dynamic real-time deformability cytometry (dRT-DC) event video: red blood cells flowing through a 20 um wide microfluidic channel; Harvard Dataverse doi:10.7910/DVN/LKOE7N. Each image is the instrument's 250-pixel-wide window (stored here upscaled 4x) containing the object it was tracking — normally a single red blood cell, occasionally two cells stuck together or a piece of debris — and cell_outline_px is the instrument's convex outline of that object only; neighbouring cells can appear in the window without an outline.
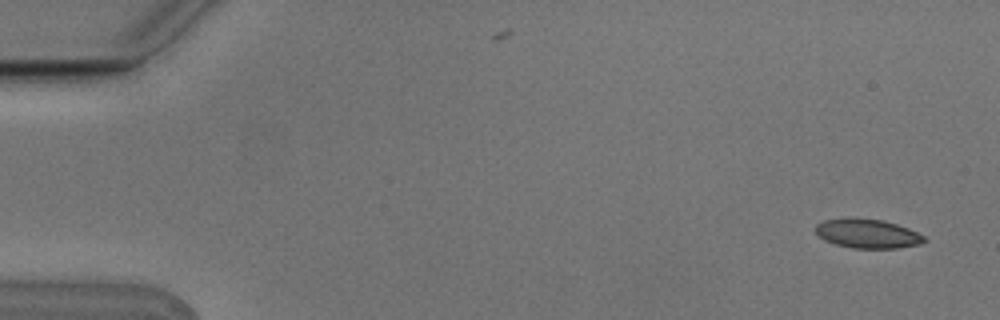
{"species": "Egyptian fruit bat (a non-hibernating species)", "species_latin": "Rousettus aegyptiacus", "temperature_condition": "cold", "stored_images_in_passage": 4, "camera_frame_rate_fps": 3000, "um_per_image_px": 0.085, "animal": {"sex": "male"}, "frame": {"image": 1, "passage_image": 1, "time_ms": 0.0, "image_size_px": [1000, 320], "cell_outline_px": [[928, 240], [920, 244], [896, 248], [852, 248], [836, 244], [824, 240], [816, 232], [816, 224], [824, 220], [844, 216], [856, 216], [884, 220], [908, 228], [924, 236]], "centroid_in_image_um": [73.71, 19.82], "position_along_channel_um": 11.3, "area_um2": 18.84}}